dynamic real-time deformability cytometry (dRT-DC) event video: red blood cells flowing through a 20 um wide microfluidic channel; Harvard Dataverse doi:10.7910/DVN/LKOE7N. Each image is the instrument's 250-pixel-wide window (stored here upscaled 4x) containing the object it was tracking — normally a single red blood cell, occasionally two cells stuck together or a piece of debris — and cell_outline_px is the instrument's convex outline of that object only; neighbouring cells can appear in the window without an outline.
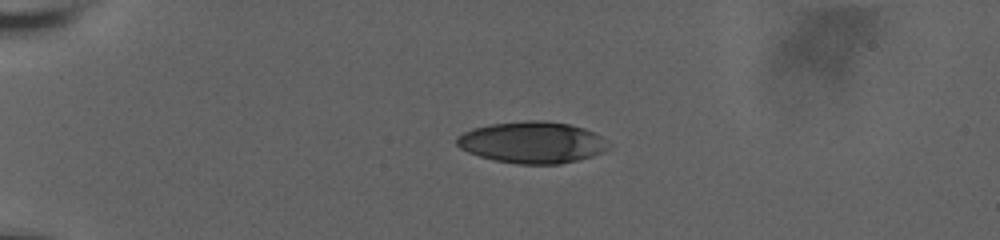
{"species": "human", "species_latin": "Homo sapiens", "temperature_condition": "room temperature", "stored_images_in_passage": 13, "camera_frame_rate_fps": 3000, "um_per_image_px": 0.085, "donor": {"sex": "male"}, "frame": {"image": 1, "passage_image": 1, "time_ms": 0.0, "image_size_px": [1000, 240], "cell_outline_px": [[612, 148], [604, 152], [592, 156], [560, 164], [516, 164], [492, 160], [468, 152], [460, 148], [456, 144], [456, 136], [472, 128], [492, 124], [524, 120], [544, 120], [568, 124], [584, 128], [600, 136], [612, 144]], "centroid_in_image_um": [45.25, 12.11], "position_along_channel_um": 39.7, "area_um2": 37.05}}
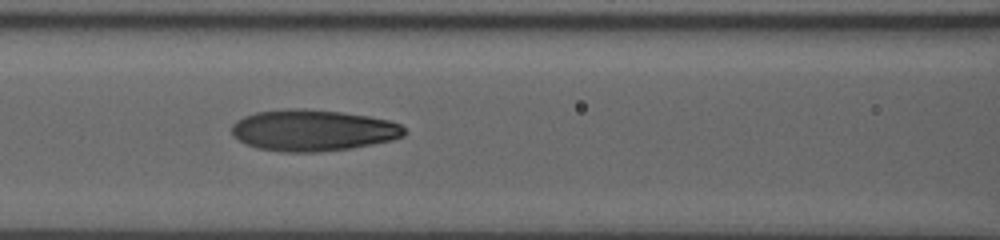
{"frame": {"image": 2, "passage_image": 8, "time_ms": 4.333, "image_size_px": [1000, 240], "cell_outline_px": [[408, 132], [404, 136], [392, 140], [352, 148], [316, 152], [280, 152], [256, 148], [232, 136], [232, 124], [236, 120], [244, 116], [256, 112], [288, 108], [300, 108], [340, 112], [368, 116], [388, 120], [400, 124]], "centroid_in_image_um": [26.59, 11.08], "position_along_channel_um": 140.0, "area_um2": 41.73}}
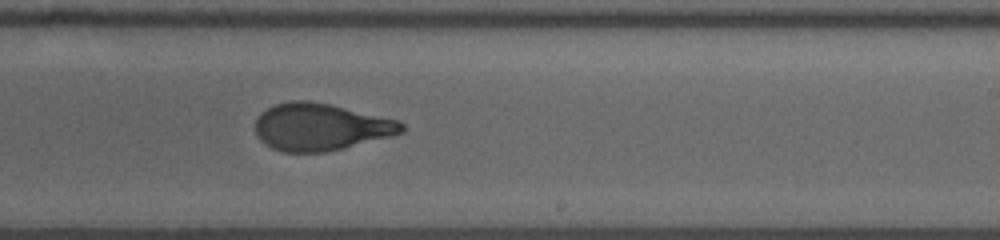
{"frame": {"image": 3, "passage_image": 13, "time_ms": 7.667, "image_size_px": [1000, 240], "cell_outline_px": [[404, 132], [392, 136], [324, 152], [284, 152], [272, 148], [260, 140], [256, 136], [256, 120], [260, 112], [276, 104], [292, 100], [308, 100], [332, 104], [400, 120], [404, 124]], "centroid_in_image_um": [27.26, 10.77], "position_along_channel_um": 261.7, "area_um2": 40.34}}